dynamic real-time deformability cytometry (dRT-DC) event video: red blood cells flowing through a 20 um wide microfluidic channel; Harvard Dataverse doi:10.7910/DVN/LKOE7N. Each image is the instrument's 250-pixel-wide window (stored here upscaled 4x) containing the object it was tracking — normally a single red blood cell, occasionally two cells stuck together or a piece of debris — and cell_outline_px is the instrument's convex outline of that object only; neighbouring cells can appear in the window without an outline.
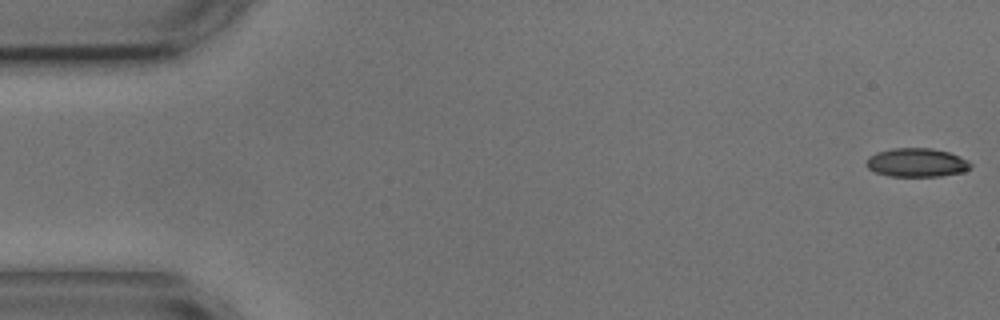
{"species": "common noctule bat (a hibernating species)", "species_latin": "Nyctalus noctula", "temperature_condition": "cold", "stored_images_in_passage": 4, "camera_frame_rate_fps": 3000, "um_per_image_px": 0.085, "animal": {"sex": "male", "body_mass_g": 17.9, "forearm_length_mm": 54.2}, "frame": {"image": 1, "passage_image": 1, "time_ms": 0.0, "image_size_px": [1000, 320], "cell_outline_px": [[972, 168], [964, 172], [940, 176], [888, 176], [876, 172], [868, 168], [864, 164], [868, 156], [876, 152], [892, 148], [932, 148], [948, 152], [960, 156], [968, 160], [972, 164]], "centroid_in_image_um": [77.92, 13.81], "position_along_channel_um": 7.1, "area_um2": 17.69}}
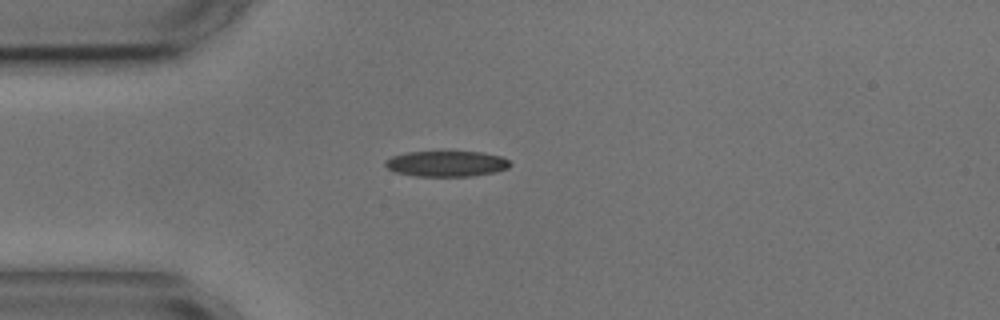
{"frame": {"image": 2, "passage_image": 4, "time_ms": 4.333, "image_size_px": [1000, 320], "cell_outline_px": [[512, 164], [508, 168], [496, 172], [472, 176], [416, 176], [396, 172], [388, 168], [384, 164], [384, 160], [392, 156], [408, 152], [484, 152], [500, 156], [508, 160]], "centroid_in_image_um": [37.96, 13.92], "position_along_channel_um": 47.0, "area_um2": 18.67}}